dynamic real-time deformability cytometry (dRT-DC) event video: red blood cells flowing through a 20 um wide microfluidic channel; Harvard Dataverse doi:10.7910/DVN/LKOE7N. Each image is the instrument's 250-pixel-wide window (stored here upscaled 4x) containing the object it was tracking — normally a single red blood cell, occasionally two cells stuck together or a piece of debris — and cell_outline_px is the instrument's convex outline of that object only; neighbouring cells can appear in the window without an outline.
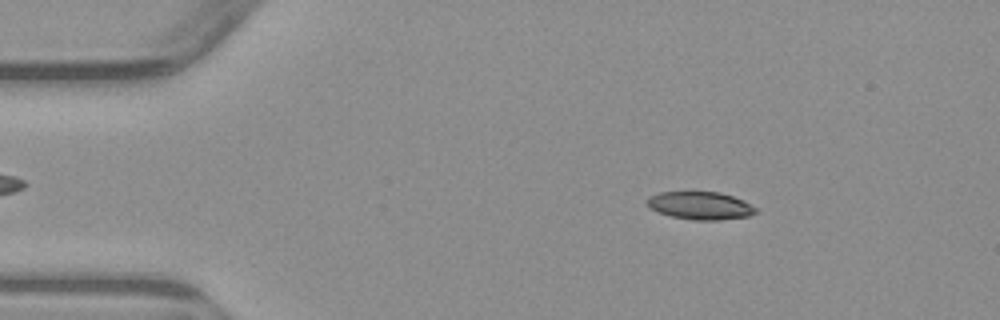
{"species": "common noctule bat (a hibernating species)", "species_latin": "Nyctalus noctula", "temperature_condition": "warm", "stored_images_in_passage": 3, "camera_frame_rate_fps": 3000, "um_per_image_px": 0.085, "animal": {"sex": "male", "body_mass_g": 23.1, "forearm_length_mm": 52.7}, "frame": {"image": 1, "passage_image": 1, "time_ms": 0.0, "image_size_px": [1000, 320], "cell_outline_px": [[756, 212], [748, 216], [720, 220], [692, 220], [672, 216], [660, 212], [652, 208], [648, 204], [648, 196], [660, 192], [720, 192], [744, 200], [756, 208]], "centroid_in_image_um": [59.55, 17.47], "position_along_channel_um": 25.4, "area_um2": 17.4}}